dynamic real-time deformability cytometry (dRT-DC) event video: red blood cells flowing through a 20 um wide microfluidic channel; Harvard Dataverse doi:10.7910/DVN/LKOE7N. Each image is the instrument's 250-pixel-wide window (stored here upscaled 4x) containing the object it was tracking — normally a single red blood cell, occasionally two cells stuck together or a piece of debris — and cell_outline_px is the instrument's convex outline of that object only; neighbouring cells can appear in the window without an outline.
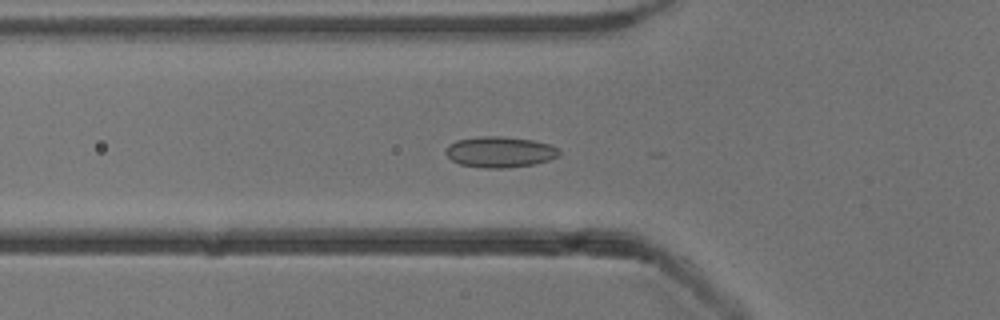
{"species": "common noctule bat (a hibernating species)", "species_latin": "Nyctalus noctula", "temperature_condition": "cold", "stored_images_in_passage": 41, "camera_frame_rate_fps": 3000, "um_per_image_px": 0.085, "animal": {"sex": "male", "body_mass_g": 13.3}, "frame": {"image": 1, "passage_image": 6, "time_ms": 1.667, "image_size_px": [1000, 320], "cell_outline_px": [[560, 156], [536, 164], [504, 168], [484, 168], [460, 164], [452, 160], [444, 152], [448, 144], [456, 140], [480, 136], [500, 136], [532, 140], [548, 144], [556, 148], [560, 152]], "centroid_in_image_um": [42.47, 12.92], "position_along_channel_um": 83.3, "area_um2": 20.4}}
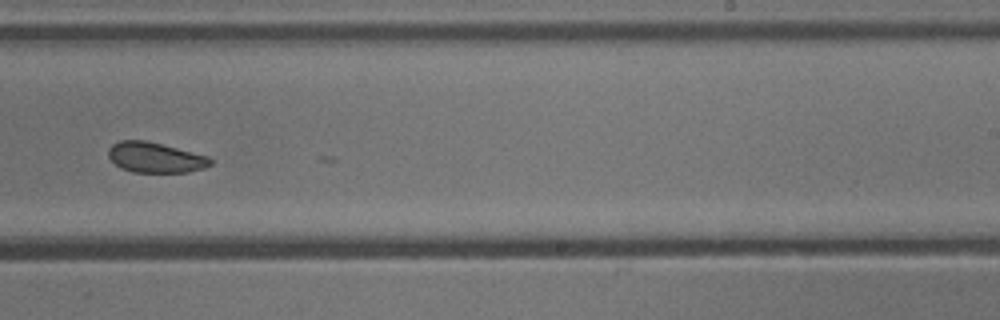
{"frame": {"image": 2, "passage_image": 21, "time_ms": 6.667, "image_size_px": [1000, 320], "cell_outline_px": [[212, 164], [204, 168], [188, 172], [132, 172], [120, 168], [108, 156], [108, 148], [112, 144], [120, 140], [144, 140], [208, 156], [212, 160]], "centroid_in_image_um": [13.18, 13.39], "position_along_channel_um": 275.8, "area_um2": 17.92}}
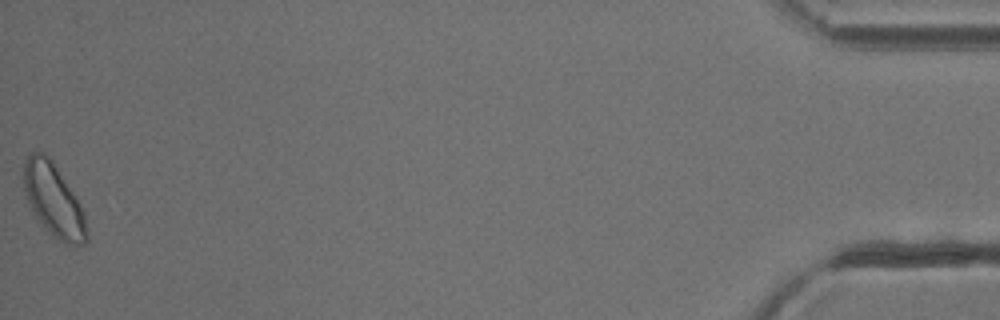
{"frame": {"image": 3, "passage_image": 41, "time_ms": 13.333, "image_size_px": [1000, 320], "cell_outline_px": [[88, 240], [84, 244], [76, 248], [64, 244], [52, 236], [36, 216], [24, 192], [24, 160], [32, 152], [44, 152], [52, 160], [76, 196], [84, 212], [88, 236]], "centroid_in_image_um": [4.6, 17.06], "position_along_channel_um": 430.6, "area_um2": 26.82}, "authors_computed_cell_mechanics": {"area_um2": 19.8254, "velocity_mm_per_s": 3.842, "shape_relaxation_time_tau1_ms": null, "shape_relaxation_time_tau2_ms": 3.8572, "deformation_change_tau1": null, "deformation_change_tau2": 0.0747}}